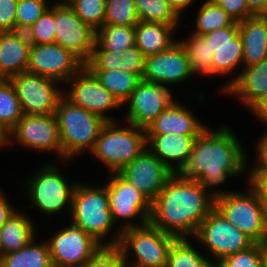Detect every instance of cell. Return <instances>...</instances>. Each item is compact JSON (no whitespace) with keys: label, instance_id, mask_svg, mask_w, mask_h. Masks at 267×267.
Masks as SVG:
<instances>
[{"label":"cell","instance_id":"32","mask_svg":"<svg viewBox=\"0 0 267 267\" xmlns=\"http://www.w3.org/2000/svg\"><path fill=\"white\" fill-rule=\"evenodd\" d=\"M215 51L212 61L213 75H227L236 71L243 62V41L238 33L228 45L211 46Z\"/></svg>","mask_w":267,"mask_h":267},{"label":"cell","instance_id":"21","mask_svg":"<svg viewBox=\"0 0 267 267\" xmlns=\"http://www.w3.org/2000/svg\"><path fill=\"white\" fill-rule=\"evenodd\" d=\"M206 128L193 112L174 100L146 128V134L200 135Z\"/></svg>","mask_w":267,"mask_h":267},{"label":"cell","instance_id":"53","mask_svg":"<svg viewBox=\"0 0 267 267\" xmlns=\"http://www.w3.org/2000/svg\"><path fill=\"white\" fill-rule=\"evenodd\" d=\"M195 267H219V265L218 261H212V259L209 260L204 257Z\"/></svg>","mask_w":267,"mask_h":267},{"label":"cell","instance_id":"42","mask_svg":"<svg viewBox=\"0 0 267 267\" xmlns=\"http://www.w3.org/2000/svg\"><path fill=\"white\" fill-rule=\"evenodd\" d=\"M83 267H128L117 245H102Z\"/></svg>","mask_w":267,"mask_h":267},{"label":"cell","instance_id":"23","mask_svg":"<svg viewBox=\"0 0 267 267\" xmlns=\"http://www.w3.org/2000/svg\"><path fill=\"white\" fill-rule=\"evenodd\" d=\"M30 49L25 31L0 32V79L26 72Z\"/></svg>","mask_w":267,"mask_h":267},{"label":"cell","instance_id":"9","mask_svg":"<svg viewBox=\"0 0 267 267\" xmlns=\"http://www.w3.org/2000/svg\"><path fill=\"white\" fill-rule=\"evenodd\" d=\"M27 194L32 206L41 213L54 215L68 207H72V198L76 181L68 183L66 178L60 172L57 165L47 164L27 181Z\"/></svg>","mask_w":267,"mask_h":267},{"label":"cell","instance_id":"28","mask_svg":"<svg viewBox=\"0 0 267 267\" xmlns=\"http://www.w3.org/2000/svg\"><path fill=\"white\" fill-rule=\"evenodd\" d=\"M35 241L34 237L24 248L2 255L0 266L53 267L47 241L38 244Z\"/></svg>","mask_w":267,"mask_h":267},{"label":"cell","instance_id":"7","mask_svg":"<svg viewBox=\"0 0 267 267\" xmlns=\"http://www.w3.org/2000/svg\"><path fill=\"white\" fill-rule=\"evenodd\" d=\"M249 192L231 191L214 201V207L254 243L267 240L264 208L257 192L249 186Z\"/></svg>","mask_w":267,"mask_h":267},{"label":"cell","instance_id":"49","mask_svg":"<svg viewBox=\"0 0 267 267\" xmlns=\"http://www.w3.org/2000/svg\"><path fill=\"white\" fill-rule=\"evenodd\" d=\"M7 199L6 195L0 191V227L10 218L16 211Z\"/></svg>","mask_w":267,"mask_h":267},{"label":"cell","instance_id":"48","mask_svg":"<svg viewBox=\"0 0 267 267\" xmlns=\"http://www.w3.org/2000/svg\"><path fill=\"white\" fill-rule=\"evenodd\" d=\"M249 109L267 127V95L257 99Z\"/></svg>","mask_w":267,"mask_h":267},{"label":"cell","instance_id":"5","mask_svg":"<svg viewBox=\"0 0 267 267\" xmlns=\"http://www.w3.org/2000/svg\"><path fill=\"white\" fill-rule=\"evenodd\" d=\"M81 184L77 182L73 193L71 222L101 245H110V240L106 237L112 233L115 223L109 210L106 185L97 187Z\"/></svg>","mask_w":267,"mask_h":267},{"label":"cell","instance_id":"50","mask_svg":"<svg viewBox=\"0 0 267 267\" xmlns=\"http://www.w3.org/2000/svg\"><path fill=\"white\" fill-rule=\"evenodd\" d=\"M248 10L254 15H262L267 5V0H246Z\"/></svg>","mask_w":267,"mask_h":267},{"label":"cell","instance_id":"30","mask_svg":"<svg viewBox=\"0 0 267 267\" xmlns=\"http://www.w3.org/2000/svg\"><path fill=\"white\" fill-rule=\"evenodd\" d=\"M135 39V27L104 24L96 31L93 51H122L133 47Z\"/></svg>","mask_w":267,"mask_h":267},{"label":"cell","instance_id":"1","mask_svg":"<svg viewBox=\"0 0 267 267\" xmlns=\"http://www.w3.org/2000/svg\"><path fill=\"white\" fill-rule=\"evenodd\" d=\"M241 145L237 135L226 124L214 131L207 127L196 138L189 161L179 174L198 181L215 201L230 190L211 191L210 188L245 173L249 167L246 151Z\"/></svg>","mask_w":267,"mask_h":267},{"label":"cell","instance_id":"47","mask_svg":"<svg viewBox=\"0 0 267 267\" xmlns=\"http://www.w3.org/2000/svg\"><path fill=\"white\" fill-rule=\"evenodd\" d=\"M258 146L256 145L257 149V164L255 167H252L251 169H264L267 170V130L259 141L257 142Z\"/></svg>","mask_w":267,"mask_h":267},{"label":"cell","instance_id":"34","mask_svg":"<svg viewBox=\"0 0 267 267\" xmlns=\"http://www.w3.org/2000/svg\"><path fill=\"white\" fill-rule=\"evenodd\" d=\"M23 115L12 82L0 79V124L9 133Z\"/></svg>","mask_w":267,"mask_h":267},{"label":"cell","instance_id":"10","mask_svg":"<svg viewBox=\"0 0 267 267\" xmlns=\"http://www.w3.org/2000/svg\"><path fill=\"white\" fill-rule=\"evenodd\" d=\"M196 240L206 246L213 260L219 261L229 255L248 249L254 242L234 227L214 207L199 225Z\"/></svg>","mask_w":267,"mask_h":267},{"label":"cell","instance_id":"57","mask_svg":"<svg viewBox=\"0 0 267 267\" xmlns=\"http://www.w3.org/2000/svg\"><path fill=\"white\" fill-rule=\"evenodd\" d=\"M261 16H263V17H266V18H267V5H266V7H265V11H264V13H263Z\"/></svg>","mask_w":267,"mask_h":267},{"label":"cell","instance_id":"16","mask_svg":"<svg viewBox=\"0 0 267 267\" xmlns=\"http://www.w3.org/2000/svg\"><path fill=\"white\" fill-rule=\"evenodd\" d=\"M173 101L168 87L141 80L125 102L129 106L126 122L146 129Z\"/></svg>","mask_w":267,"mask_h":267},{"label":"cell","instance_id":"27","mask_svg":"<svg viewBox=\"0 0 267 267\" xmlns=\"http://www.w3.org/2000/svg\"><path fill=\"white\" fill-rule=\"evenodd\" d=\"M31 218L16 210L0 227L1 256L24 248L35 236Z\"/></svg>","mask_w":267,"mask_h":267},{"label":"cell","instance_id":"40","mask_svg":"<svg viewBox=\"0 0 267 267\" xmlns=\"http://www.w3.org/2000/svg\"><path fill=\"white\" fill-rule=\"evenodd\" d=\"M48 0H19L16 12V31H26L50 7Z\"/></svg>","mask_w":267,"mask_h":267},{"label":"cell","instance_id":"54","mask_svg":"<svg viewBox=\"0 0 267 267\" xmlns=\"http://www.w3.org/2000/svg\"><path fill=\"white\" fill-rule=\"evenodd\" d=\"M263 267H267V240L261 244Z\"/></svg>","mask_w":267,"mask_h":267},{"label":"cell","instance_id":"3","mask_svg":"<svg viewBox=\"0 0 267 267\" xmlns=\"http://www.w3.org/2000/svg\"><path fill=\"white\" fill-rule=\"evenodd\" d=\"M55 116L58 122L62 159L93 149L101 128L106 123L99 116L72 104L64 96L59 99Z\"/></svg>","mask_w":267,"mask_h":267},{"label":"cell","instance_id":"38","mask_svg":"<svg viewBox=\"0 0 267 267\" xmlns=\"http://www.w3.org/2000/svg\"><path fill=\"white\" fill-rule=\"evenodd\" d=\"M55 33L54 5L50 6L47 11L25 31L31 44L55 43Z\"/></svg>","mask_w":267,"mask_h":267},{"label":"cell","instance_id":"33","mask_svg":"<svg viewBox=\"0 0 267 267\" xmlns=\"http://www.w3.org/2000/svg\"><path fill=\"white\" fill-rule=\"evenodd\" d=\"M196 29L191 34L205 35L224 27L231 26L235 21L213 0H205L196 16Z\"/></svg>","mask_w":267,"mask_h":267},{"label":"cell","instance_id":"20","mask_svg":"<svg viewBox=\"0 0 267 267\" xmlns=\"http://www.w3.org/2000/svg\"><path fill=\"white\" fill-rule=\"evenodd\" d=\"M198 136L199 135L146 134V147H148L169 170L179 174L187 165L193 150V145Z\"/></svg>","mask_w":267,"mask_h":267},{"label":"cell","instance_id":"31","mask_svg":"<svg viewBox=\"0 0 267 267\" xmlns=\"http://www.w3.org/2000/svg\"><path fill=\"white\" fill-rule=\"evenodd\" d=\"M98 81L119 101L121 105L129 99L131 93L142 80L134 73L117 70H90Z\"/></svg>","mask_w":267,"mask_h":267},{"label":"cell","instance_id":"45","mask_svg":"<svg viewBox=\"0 0 267 267\" xmlns=\"http://www.w3.org/2000/svg\"><path fill=\"white\" fill-rule=\"evenodd\" d=\"M239 33L238 22L235 21L231 26L224 27L215 31H211L203 35L210 46H223L228 45L231 40Z\"/></svg>","mask_w":267,"mask_h":267},{"label":"cell","instance_id":"29","mask_svg":"<svg viewBox=\"0 0 267 267\" xmlns=\"http://www.w3.org/2000/svg\"><path fill=\"white\" fill-rule=\"evenodd\" d=\"M179 42L186 52L192 75H213L212 61L215 51L203 35L190 34L188 39Z\"/></svg>","mask_w":267,"mask_h":267},{"label":"cell","instance_id":"6","mask_svg":"<svg viewBox=\"0 0 267 267\" xmlns=\"http://www.w3.org/2000/svg\"><path fill=\"white\" fill-rule=\"evenodd\" d=\"M176 239L149 222L122 230L117 246L128 267H166L170 248Z\"/></svg>","mask_w":267,"mask_h":267},{"label":"cell","instance_id":"13","mask_svg":"<svg viewBox=\"0 0 267 267\" xmlns=\"http://www.w3.org/2000/svg\"><path fill=\"white\" fill-rule=\"evenodd\" d=\"M66 83L71 86L67 93L64 90L63 96L72 104L99 116L106 122L116 121L106 113L108 110L120 108L122 105L86 66Z\"/></svg>","mask_w":267,"mask_h":267},{"label":"cell","instance_id":"36","mask_svg":"<svg viewBox=\"0 0 267 267\" xmlns=\"http://www.w3.org/2000/svg\"><path fill=\"white\" fill-rule=\"evenodd\" d=\"M139 21L134 0H106L105 24L135 27Z\"/></svg>","mask_w":267,"mask_h":267},{"label":"cell","instance_id":"52","mask_svg":"<svg viewBox=\"0 0 267 267\" xmlns=\"http://www.w3.org/2000/svg\"><path fill=\"white\" fill-rule=\"evenodd\" d=\"M9 133L0 124V147L8 146Z\"/></svg>","mask_w":267,"mask_h":267},{"label":"cell","instance_id":"35","mask_svg":"<svg viewBox=\"0 0 267 267\" xmlns=\"http://www.w3.org/2000/svg\"><path fill=\"white\" fill-rule=\"evenodd\" d=\"M140 21L179 25L180 17L166 0H134Z\"/></svg>","mask_w":267,"mask_h":267},{"label":"cell","instance_id":"12","mask_svg":"<svg viewBox=\"0 0 267 267\" xmlns=\"http://www.w3.org/2000/svg\"><path fill=\"white\" fill-rule=\"evenodd\" d=\"M47 243L53 267H83L102 246L73 223L54 233Z\"/></svg>","mask_w":267,"mask_h":267},{"label":"cell","instance_id":"41","mask_svg":"<svg viewBox=\"0 0 267 267\" xmlns=\"http://www.w3.org/2000/svg\"><path fill=\"white\" fill-rule=\"evenodd\" d=\"M219 267H263L261 244L254 243L248 249L229 255L218 261Z\"/></svg>","mask_w":267,"mask_h":267},{"label":"cell","instance_id":"55","mask_svg":"<svg viewBox=\"0 0 267 267\" xmlns=\"http://www.w3.org/2000/svg\"><path fill=\"white\" fill-rule=\"evenodd\" d=\"M77 0H59L55 5L72 6Z\"/></svg>","mask_w":267,"mask_h":267},{"label":"cell","instance_id":"19","mask_svg":"<svg viewBox=\"0 0 267 267\" xmlns=\"http://www.w3.org/2000/svg\"><path fill=\"white\" fill-rule=\"evenodd\" d=\"M193 76L183 46L179 40L169 49L146 56L142 80L167 85L179 84Z\"/></svg>","mask_w":267,"mask_h":267},{"label":"cell","instance_id":"17","mask_svg":"<svg viewBox=\"0 0 267 267\" xmlns=\"http://www.w3.org/2000/svg\"><path fill=\"white\" fill-rule=\"evenodd\" d=\"M55 43L73 52L86 63L93 52L96 31L81 21L71 6L54 4Z\"/></svg>","mask_w":267,"mask_h":267},{"label":"cell","instance_id":"8","mask_svg":"<svg viewBox=\"0 0 267 267\" xmlns=\"http://www.w3.org/2000/svg\"><path fill=\"white\" fill-rule=\"evenodd\" d=\"M111 174L113 177L106 184L109 210L114 223L118 222V219L126 220L124 225L121 224L115 235L110 238V245H117L122 230L149 223L151 202L118 172H112ZM136 217L140 218L141 224L131 221Z\"/></svg>","mask_w":267,"mask_h":267},{"label":"cell","instance_id":"4","mask_svg":"<svg viewBox=\"0 0 267 267\" xmlns=\"http://www.w3.org/2000/svg\"><path fill=\"white\" fill-rule=\"evenodd\" d=\"M118 122H106L90 151L106 168L119 172L146 148V129L128 123L119 127Z\"/></svg>","mask_w":267,"mask_h":267},{"label":"cell","instance_id":"24","mask_svg":"<svg viewBox=\"0 0 267 267\" xmlns=\"http://www.w3.org/2000/svg\"><path fill=\"white\" fill-rule=\"evenodd\" d=\"M146 56L134 45L131 48L112 51H93L85 63L89 70H117L134 73L142 79Z\"/></svg>","mask_w":267,"mask_h":267},{"label":"cell","instance_id":"51","mask_svg":"<svg viewBox=\"0 0 267 267\" xmlns=\"http://www.w3.org/2000/svg\"><path fill=\"white\" fill-rule=\"evenodd\" d=\"M169 6L173 9V11L179 16L182 17L184 9H186L189 5L193 4L194 0H166Z\"/></svg>","mask_w":267,"mask_h":267},{"label":"cell","instance_id":"56","mask_svg":"<svg viewBox=\"0 0 267 267\" xmlns=\"http://www.w3.org/2000/svg\"><path fill=\"white\" fill-rule=\"evenodd\" d=\"M263 202V208H264V220H265V226L267 230V199H261Z\"/></svg>","mask_w":267,"mask_h":267},{"label":"cell","instance_id":"15","mask_svg":"<svg viewBox=\"0 0 267 267\" xmlns=\"http://www.w3.org/2000/svg\"><path fill=\"white\" fill-rule=\"evenodd\" d=\"M14 140L27 149L51 153L53 151L62 158V146L55 114H24L9 132L8 145L13 144Z\"/></svg>","mask_w":267,"mask_h":267},{"label":"cell","instance_id":"14","mask_svg":"<svg viewBox=\"0 0 267 267\" xmlns=\"http://www.w3.org/2000/svg\"><path fill=\"white\" fill-rule=\"evenodd\" d=\"M84 66L79 57L60 44H31L27 66L30 73L65 84Z\"/></svg>","mask_w":267,"mask_h":267},{"label":"cell","instance_id":"43","mask_svg":"<svg viewBox=\"0 0 267 267\" xmlns=\"http://www.w3.org/2000/svg\"><path fill=\"white\" fill-rule=\"evenodd\" d=\"M19 0H0V32L16 31V12Z\"/></svg>","mask_w":267,"mask_h":267},{"label":"cell","instance_id":"44","mask_svg":"<svg viewBox=\"0 0 267 267\" xmlns=\"http://www.w3.org/2000/svg\"><path fill=\"white\" fill-rule=\"evenodd\" d=\"M216 2L234 21L240 22L254 16L249 10L246 0H213Z\"/></svg>","mask_w":267,"mask_h":267},{"label":"cell","instance_id":"26","mask_svg":"<svg viewBox=\"0 0 267 267\" xmlns=\"http://www.w3.org/2000/svg\"><path fill=\"white\" fill-rule=\"evenodd\" d=\"M178 25L139 21L135 26V46L145 55H153L169 49L178 40L173 32Z\"/></svg>","mask_w":267,"mask_h":267},{"label":"cell","instance_id":"39","mask_svg":"<svg viewBox=\"0 0 267 267\" xmlns=\"http://www.w3.org/2000/svg\"><path fill=\"white\" fill-rule=\"evenodd\" d=\"M106 0H77L71 7L76 16L97 31L105 24Z\"/></svg>","mask_w":267,"mask_h":267},{"label":"cell","instance_id":"11","mask_svg":"<svg viewBox=\"0 0 267 267\" xmlns=\"http://www.w3.org/2000/svg\"><path fill=\"white\" fill-rule=\"evenodd\" d=\"M9 80L15 88L23 114H55L59 99L63 96V91L57 88L59 82L28 71Z\"/></svg>","mask_w":267,"mask_h":267},{"label":"cell","instance_id":"18","mask_svg":"<svg viewBox=\"0 0 267 267\" xmlns=\"http://www.w3.org/2000/svg\"><path fill=\"white\" fill-rule=\"evenodd\" d=\"M118 173L151 203L174 174L147 147Z\"/></svg>","mask_w":267,"mask_h":267},{"label":"cell","instance_id":"37","mask_svg":"<svg viewBox=\"0 0 267 267\" xmlns=\"http://www.w3.org/2000/svg\"><path fill=\"white\" fill-rule=\"evenodd\" d=\"M188 238H177L169 251L166 267H195L203 258Z\"/></svg>","mask_w":267,"mask_h":267},{"label":"cell","instance_id":"2","mask_svg":"<svg viewBox=\"0 0 267 267\" xmlns=\"http://www.w3.org/2000/svg\"><path fill=\"white\" fill-rule=\"evenodd\" d=\"M213 208L214 200L198 181L174 173L151 203L149 222L177 238L194 237Z\"/></svg>","mask_w":267,"mask_h":267},{"label":"cell","instance_id":"25","mask_svg":"<svg viewBox=\"0 0 267 267\" xmlns=\"http://www.w3.org/2000/svg\"><path fill=\"white\" fill-rule=\"evenodd\" d=\"M243 41L244 67L267 58V18L252 16L238 22Z\"/></svg>","mask_w":267,"mask_h":267},{"label":"cell","instance_id":"22","mask_svg":"<svg viewBox=\"0 0 267 267\" xmlns=\"http://www.w3.org/2000/svg\"><path fill=\"white\" fill-rule=\"evenodd\" d=\"M239 97L248 109L257 99L267 95V58L249 66H245L237 77L227 82L221 89Z\"/></svg>","mask_w":267,"mask_h":267},{"label":"cell","instance_id":"46","mask_svg":"<svg viewBox=\"0 0 267 267\" xmlns=\"http://www.w3.org/2000/svg\"><path fill=\"white\" fill-rule=\"evenodd\" d=\"M248 174V185H250L261 199H267V170L251 169Z\"/></svg>","mask_w":267,"mask_h":267}]
</instances>
